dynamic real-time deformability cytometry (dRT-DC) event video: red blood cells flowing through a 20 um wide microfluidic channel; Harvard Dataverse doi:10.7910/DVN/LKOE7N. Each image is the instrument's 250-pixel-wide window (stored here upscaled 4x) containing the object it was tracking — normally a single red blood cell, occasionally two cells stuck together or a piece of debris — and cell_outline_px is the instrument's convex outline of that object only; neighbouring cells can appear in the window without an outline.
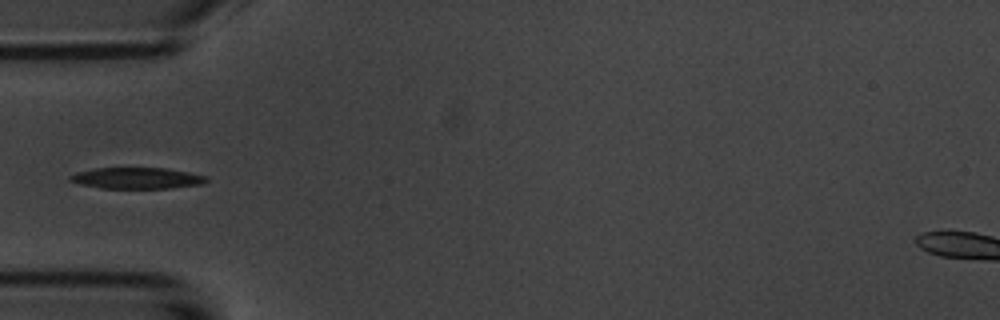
{"species": "common noctule bat (a hibernating species)", "species_latin": "Nyctalus noctula", "temperature_condition": "room temperature", "stored_images_in_passage": 8, "camera_frame_rate_fps": 3000, "um_per_image_px": 0.085, "animal": {"sex": "male", "body_mass_g": 20.1, "forearm_length_mm": 53.5}, "frame": {"image": 1, "passage_image": 4, "time_ms": 3.667, "image_size_px": [1000, 320], "cell_outline_px": [[208, 180], [200, 184], [168, 188], [100, 188], [80, 184], [68, 180], [68, 176], [76, 172], [96, 168], [168, 168], [208, 176]], "centroid_in_image_um": [11.6, 15.13], "position_along_channel_um": 73.4, "area_um2": 16.82}}
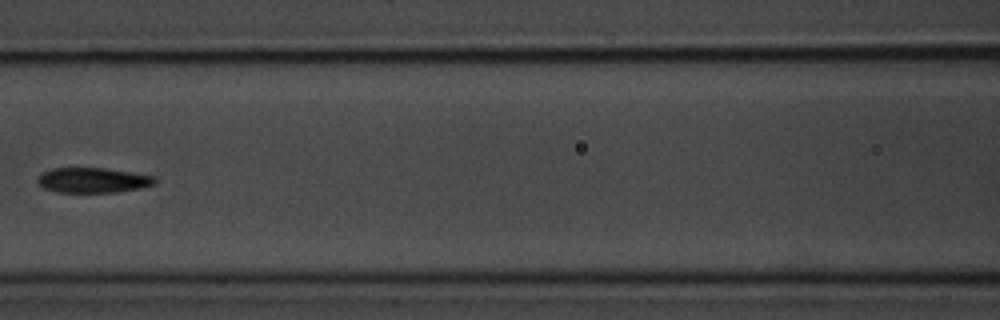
{"frame": {"image": 2, "passage_image": 6, "time_ms": 6.0, "image_size_px": [1000, 320], "cell_outline_px": [[156, 184], [140, 188], [116, 192], [56, 192], [44, 188], [36, 180], [40, 172], [52, 168], [104, 168], [156, 176]], "centroid_in_image_um": [7.88, 15.31], "position_along_channel_um": 158.7, "area_um2": 17.22}}
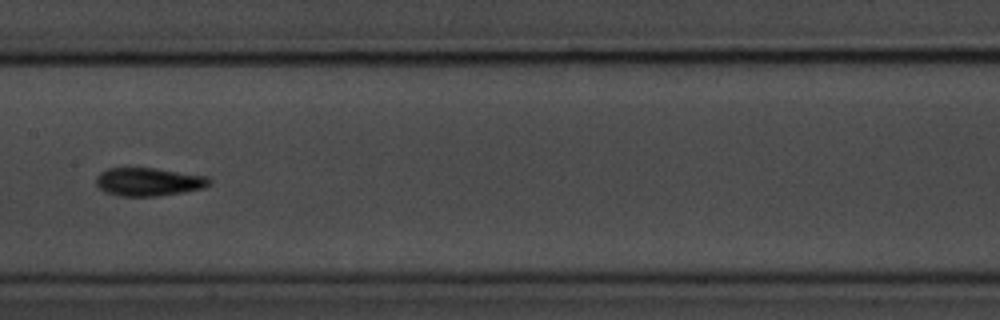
{"frame": {"image": 3, "passage_image": 7, "time_ms": 7.0, "image_size_px": [1000, 320], "cell_outline_px": [[212, 184], [204, 188], [160, 196], [120, 196], [104, 192], [96, 184], [96, 176], [100, 172], [108, 168], [156, 168], [208, 176], [212, 180]], "centroid_in_image_um": [12.66, 15.45], "position_along_channel_um": 194.7, "area_um2": 18.84}}